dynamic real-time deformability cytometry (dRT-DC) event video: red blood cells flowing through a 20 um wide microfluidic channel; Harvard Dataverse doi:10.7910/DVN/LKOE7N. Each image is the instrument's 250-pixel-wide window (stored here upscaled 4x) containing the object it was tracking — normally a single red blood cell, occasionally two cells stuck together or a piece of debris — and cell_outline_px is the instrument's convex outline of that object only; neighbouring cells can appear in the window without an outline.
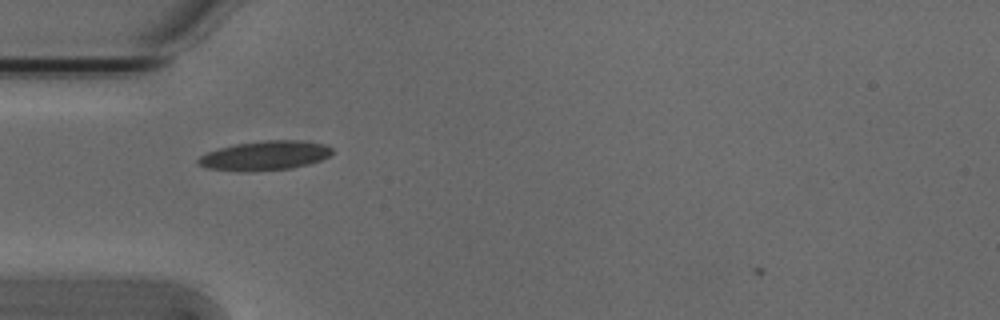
{"species": "Egyptian fruit bat (a non-hibernating species)", "species_latin": "Rousettus aegyptiacus", "temperature_condition": "cold", "stored_images_in_passage": 37, "camera_frame_rate_fps": 3000, "um_per_image_px": 0.085, "animal": {"sex": "male"}, "frame": {"image": 1, "passage_image": 3, "time_ms": 0.667, "image_size_px": [1000, 320], "cell_outline_px": [[332, 152], [328, 156], [320, 160], [308, 164], [292, 168], [252, 172], [240, 172], [208, 168], [196, 164], [196, 160], [200, 156], [208, 152], [220, 148], [236, 144], [264, 140], [300, 140], [324, 144], [332, 148]], "centroid_in_image_um": [22.49, 13.24], "position_along_channel_um": 62.5, "area_um2": 23.0}}
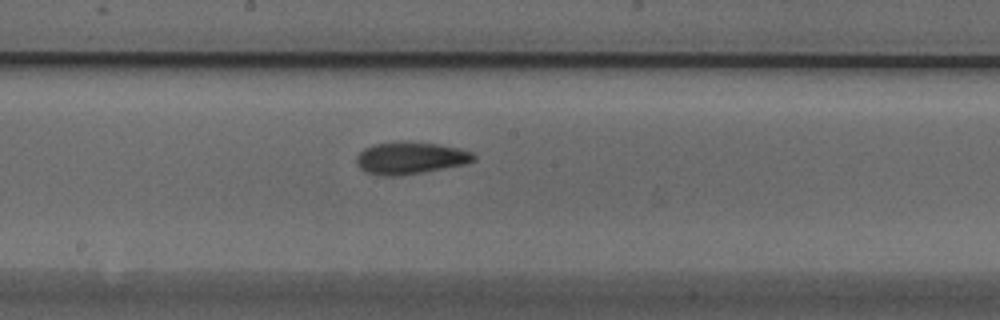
{"frame": {"image": 2, "passage_image": 15, "time_ms": 4.667, "image_size_px": [1000, 320], "cell_outline_px": [[476, 160], [468, 164], [424, 172], [400, 176], [380, 176], [368, 172], [360, 168], [356, 164], [356, 156], [364, 148], [372, 144], [400, 140], [408, 140], [436, 144], [460, 148], [472, 152], [476, 156]], "centroid_in_image_um": [34.89, 13.42], "position_along_channel_um": 213.3, "area_um2": 22.54}}
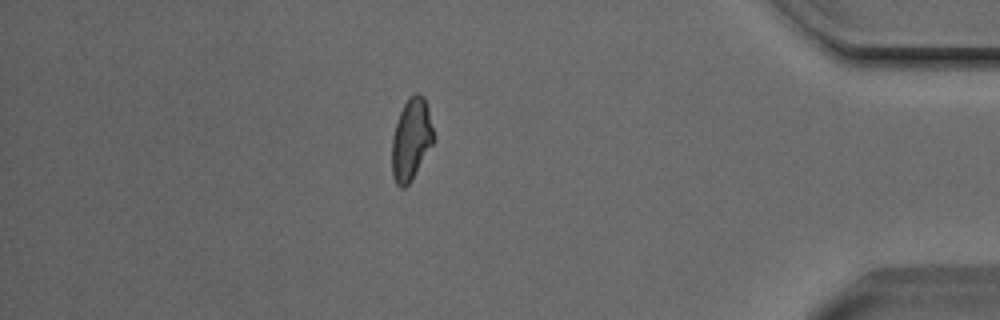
{"frame": {"image": 3, "passage_image": 33, "time_ms": 10.667, "image_size_px": [1000, 320], "cell_outline_px": [[432, 144], [412, 180], [404, 188], [400, 188], [396, 184], [392, 176], [392, 136], [400, 112], [408, 96], [416, 92], [424, 96], [428, 108], [432, 128]], "centroid_in_image_um": [34.92, 11.85], "position_along_channel_um": 400.3, "area_um2": 19.65}}